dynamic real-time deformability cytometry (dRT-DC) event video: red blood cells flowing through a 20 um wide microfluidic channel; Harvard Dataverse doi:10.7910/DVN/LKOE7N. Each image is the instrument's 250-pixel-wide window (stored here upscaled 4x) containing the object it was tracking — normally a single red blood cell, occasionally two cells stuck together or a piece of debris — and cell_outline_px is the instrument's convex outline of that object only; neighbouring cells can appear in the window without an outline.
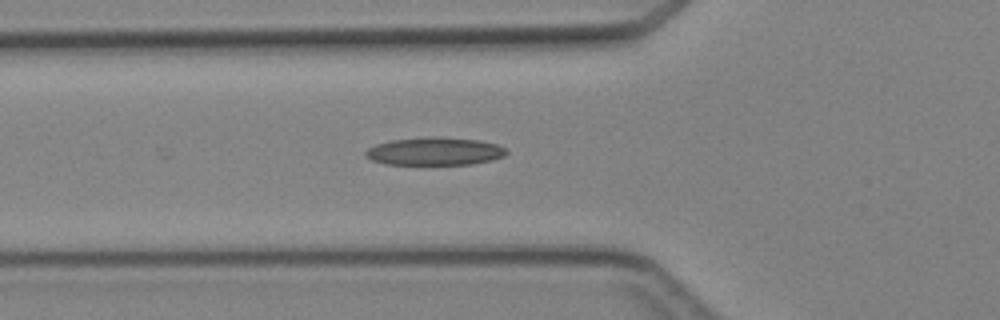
{"species": "Egyptian fruit bat (a non-hibernating species)", "species_latin": "Rousettus aegyptiacus", "temperature_condition": "cold", "stored_images_in_passage": 2, "camera_frame_rate_fps": 3000, "um_per_image_px": 0.085, "animal": {"sex": "female"}, "frame": {"image": 1, "passage_image": 2, "time_ms": 1.0, "image_size_px": [1000, 320], "cell_outline_px": [[508, 152], [504, 156], [492, 160], [472, 164], [384, 164], [372, 160], [364, 156], [364, 152], [368, 148], [376, 144], [392, 140], [424, 136], [440, 136], [480, 140], [496, 144], [504, 148]], "centroid_in_image_um": [36.93, 12.85], "position_along_channel_um": 88.9, "area_um2": 23.12}}